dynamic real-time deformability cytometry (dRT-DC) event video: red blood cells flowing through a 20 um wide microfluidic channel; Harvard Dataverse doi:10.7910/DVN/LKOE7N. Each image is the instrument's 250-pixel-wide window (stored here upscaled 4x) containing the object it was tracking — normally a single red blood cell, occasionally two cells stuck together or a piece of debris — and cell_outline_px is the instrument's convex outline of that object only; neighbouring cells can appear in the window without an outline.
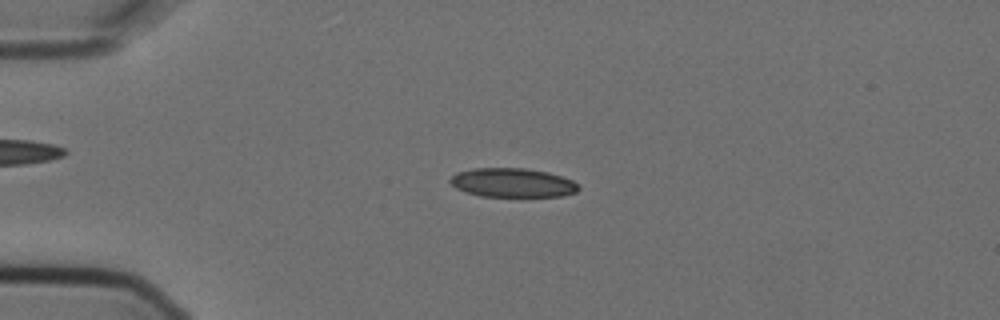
{"species": "Egyptian fruit bat (a non-hibernating species)", "species_latin": "Rousettus aegyptiacus", "temperature_condition": "cold", "stored_images_in_passage": 4, "camera_frame_rate_fps": 3000, "um_per_image_px": 0.085, "animal": {"sex": "female"}, "frame": {"image": 1, "passage_image": 3, "time_ms": 0.667, "image_size_px": [1000, 320], "cell_outline_px": [[580, 188], [576, 192], [564, 196], [480, 196], [456, 188], [448, 180], [456, 172], [472, 168], [524, 168], [548, 172], [572, 180]], "centroid_in_image_um": [43.55, 15.52], "position_along_channel_um": 41.4, "area_um2": 21.62}}